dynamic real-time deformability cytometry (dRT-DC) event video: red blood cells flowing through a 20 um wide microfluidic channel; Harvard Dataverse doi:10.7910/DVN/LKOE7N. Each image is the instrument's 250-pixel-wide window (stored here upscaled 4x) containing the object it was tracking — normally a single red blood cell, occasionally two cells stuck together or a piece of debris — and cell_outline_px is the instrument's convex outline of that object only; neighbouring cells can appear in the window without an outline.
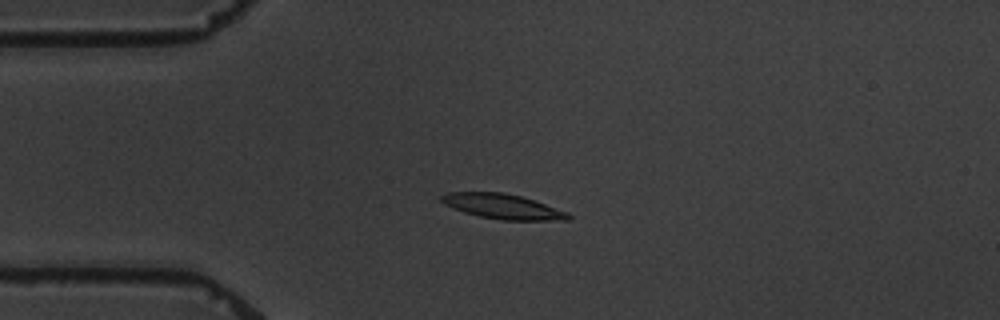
{"species": "common noctule bat (a hibernating species)", "species_latin": "Nyctalus noctula", "temperature_condition": "warm", "stored_images_in_passage": 3, "camera_frame_rate_fps": 3000, "um_per_image_px": 0.085, "animal": {"sex": "male", "body_mass_g": 19.5, "forearm_length_mm": 54.6}, "frame": {"image": 1, "passage_image": 2, "time_ms": 2.333, "image_size_px": [1000, 320], "cell_outline_px": [[572, 216], [568, 220], [500, 220], [480, 216], [464, 212], [452, 208], [444, 204], [440, 200], [440, 196], [448, 192], [504, 192], [520, 196], [568, 212]], "centroid_in_image_um": [42.7, 17.55], "position_along_channel_um": 42.3, "area_um2": 18.32}}